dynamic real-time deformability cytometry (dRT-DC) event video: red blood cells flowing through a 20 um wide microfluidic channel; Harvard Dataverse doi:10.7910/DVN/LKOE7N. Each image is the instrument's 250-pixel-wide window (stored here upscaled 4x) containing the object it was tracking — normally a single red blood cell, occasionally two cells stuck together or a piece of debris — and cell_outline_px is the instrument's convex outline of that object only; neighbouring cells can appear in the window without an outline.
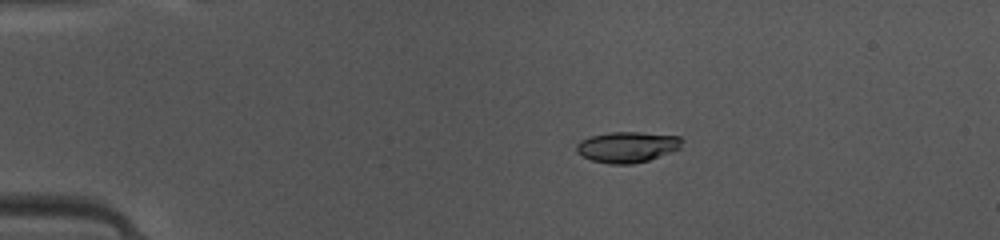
{"species": "common noctule bat (a hibernating species)", "species_latin": "Nyctalus noctula", "temperature_condition": "warm", "stored_images_in_passage": 14, "camera_frame_rate_fps": 3000, "um_per_image_px": 0.085, "animal": {"sex": "female", "body_mass_g": 10.0, "forearm_length_mm": 53.1}, "frame": {"image": 1, "passage_image": 10, "time_ms": 3.0, "image_size_px": [1000, 240], "cell_outline_px": [[684, 140], [680, 148], [648, 160], [632, 164], [608, 164], [592, 160], [576, 152], [576, 144], [580, 140], [592, 136], [612, 132], [640, 132], [680, 136]], "centroid_in_image_um": [53.32, 12.49], "position_along_channel_um": 31.7, "area_um2": 18.84}}